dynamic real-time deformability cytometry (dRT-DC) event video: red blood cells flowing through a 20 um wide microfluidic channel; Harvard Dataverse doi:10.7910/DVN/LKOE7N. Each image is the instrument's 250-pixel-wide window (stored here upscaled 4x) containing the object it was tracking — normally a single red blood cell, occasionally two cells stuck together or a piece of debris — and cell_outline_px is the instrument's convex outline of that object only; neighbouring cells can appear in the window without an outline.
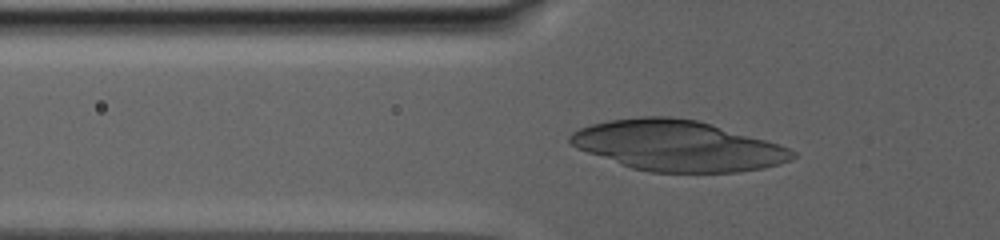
{"species": "human", "species_latin": "Homo sapiens", "temperature_condition": "warm", "stored_images_in_passage": 56, "camera_frame_rate_fps": 3000, "um_per_image_px": 0.085, "donor": {"sex": "male"}, "frame": {"image": 1, "passage_image": 31, "time_ms": 10.667, "image_size_px": [1000, 240], "cell_outline_px": [[796, 156], [780, 164], [764, 168], [740, 172], [648, 172], [632, 168], [576, 148], [568, 140], [568, 136], [572, 132], [580, 128], [592, 124], [608, 120], [640, 116], [672, 116], [696, 120], [780, 144], [796, 152]], "centroid_in_image_um": [57.58, 12.39], "position_along_channel_um": 68.2, "area_um2": 65.2}}
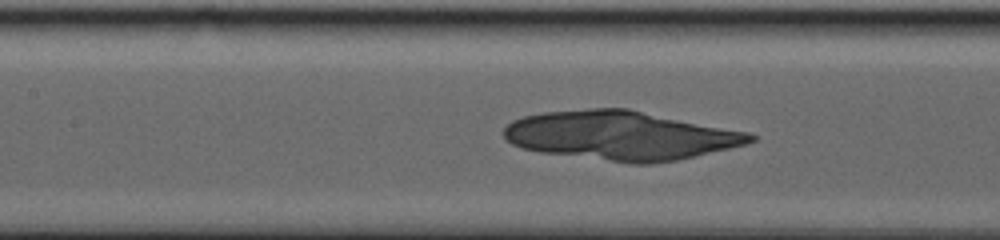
{"frame": {"image": 2, "passage_image": 49, "time_ms": 14.333, "image_size_px": [1000, 240], "cell_outline_px": [[756, 140], [744, 144], [728, 148], [676, 160], [652, 164], [628, 164], [540, 152], [524, 148], [512, 144], [504, 140], [504, 128], [512, 120], [524, 116], [544, 112], [588, 108], [628, 108], [748, 132], [756, 136]], "centroid_in_image_um": [52.72, 11.52], "position_along_channel_um": 154.7, "area_um2": 70.4}}
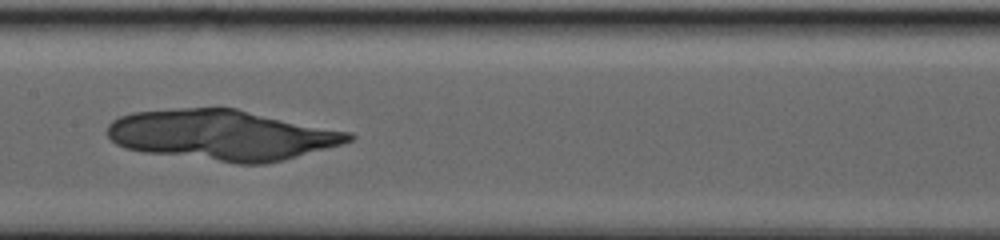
{"frame": {"image": 3, "passage_image": 55, "time_ms": 15.667, "image_size_px": [1000, 240], "cell_outline_px": [[356, 136], [352, 140], [340, 144], [284, 160], [264, 164], [236, 164], [144, 152], [124, 148], [116, 144], [108, 136], [108, 124], [112, 120], [120, 116], [132, 112], [180, 108], [236, 108], [352, 132]], "centroid_in_image_um": [18.87, 11.48], "position_along_channel_um": 188.5, "area_um2": 71.09}}